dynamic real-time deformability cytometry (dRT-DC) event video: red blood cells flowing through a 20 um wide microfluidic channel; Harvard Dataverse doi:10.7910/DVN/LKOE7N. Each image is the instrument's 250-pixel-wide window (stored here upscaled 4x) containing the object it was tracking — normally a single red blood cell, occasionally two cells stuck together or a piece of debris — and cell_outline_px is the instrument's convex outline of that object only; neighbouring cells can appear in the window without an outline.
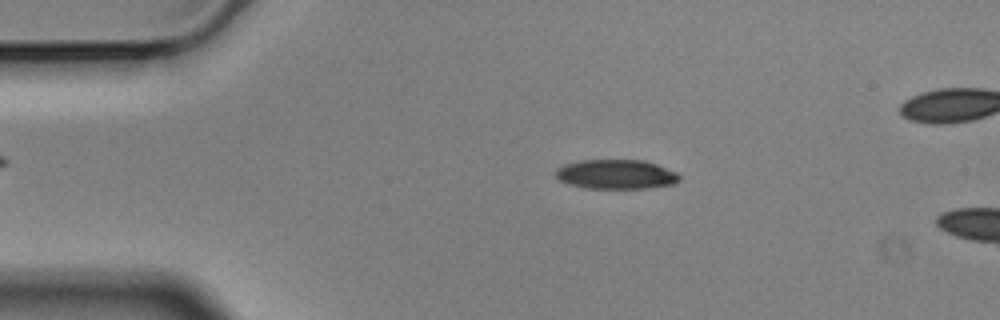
{"species": "Egyptian fruit bat (a non-hibernating species)", "species_latin": "Rousettus aegyptiacus", "temperature_condition": "cold", "stored_images_in_passage": 3, "camera_frame_rate_fps": 3000, "um_per_image_px": 0.085, "animal": {"sex": "male"}, "frame": {"image": 1, "passage_image": 2, "time_ms": 0.333, "image_size_px": [1000, 320], "cell_outline_px": [[680, 180], [676, 184], [652, 188], [584, 188], [568, 184], [556, 180], [552, 172], [556, 168], [564, 164], [580, 160], [644, 160], [680, 172]], "centroid_in_image_um": [52.35, 14.82], "position_along_channel_um": 32.6, "area_um2": 21.85}}